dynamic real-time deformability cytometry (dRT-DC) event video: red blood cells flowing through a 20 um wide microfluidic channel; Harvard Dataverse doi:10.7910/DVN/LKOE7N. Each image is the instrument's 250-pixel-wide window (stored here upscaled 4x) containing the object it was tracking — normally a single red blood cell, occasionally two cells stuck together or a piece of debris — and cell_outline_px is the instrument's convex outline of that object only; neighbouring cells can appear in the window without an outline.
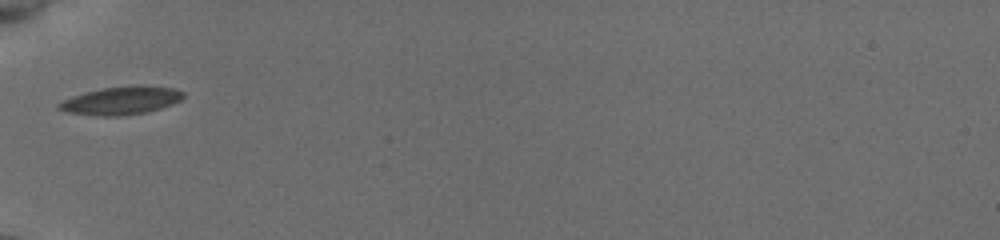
{"species": "common noctule bat (a hibernating species)", "species_latin": "Nyctalus noctula", "temperature_condition": "cold", "stored_images_in_passage": 35, "camera_frame_rate_fps": 3000, "um_per_image_px": 0.085, "animal": {"sex": "female", "body_mass_g": 19.5, "forearm_length_mm": 54.1}, "frame": {"image": 1, "passage_image": 1, "time_ms": 0.0, "image_size_px": [1000, 240], "cell_outline_px": [[184, 96], [180, 100], [172, 104], [148, 112], [120, 116], [96, 116], [68, 112], [56, 108], [56, 104], [64, 100], [100, 88], [140, 84], [176, 88], [184, 92]], "centroid_in_image_um": [10.35, 8.54], "position_along_channel_um": 74.7, "area_um2": 20.46}}
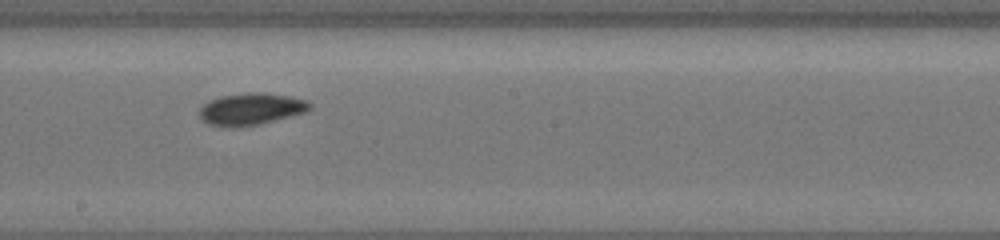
{"frame": {"image": 2, "passage_image": 13, "time_ms": 4.0, "image_size_px": [1000, 240], "cell_outline_px": [[312, 108], [308, 112], [260, 124], [236, 128], [228, 128], [208, 124], [200, 116], [200, 108], [208, 100], [220, 96], [248, 92], [264, 92], [288, 96], [308, 100], [312, 104]], "centroid_in_image_um": [21.37, 9.27], "position_along_channel_um": 226.8, "area_um2": 20.92}}
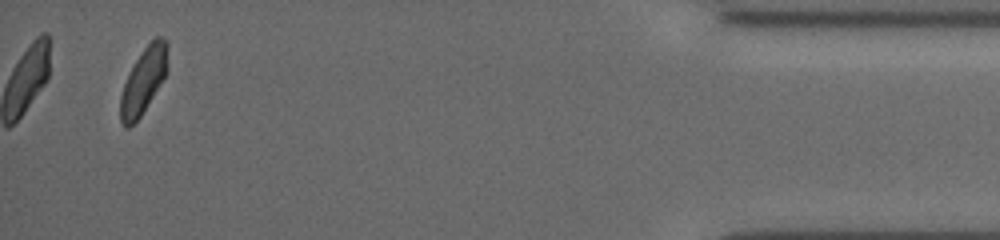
{"frame": {"image": 3, "passage_image": 33, "time_ms": 10.667, "image_size_px": [1000, 240], "cell_outline_px": [[168, 72], [140, 116], [128, 128], [124, 128], [120, 120], [120, 96], [124, 84], [136, 60], [144, 48], [156, 36], [160, 36], [168, 44]], "centroid_in_image_um": [12.22, 6.85], "position_along_channel_um": 423.0, "area_um2": 17.92}, "authors_computed_cell_mechanics": {"area_um2": 18.9006, "velocity_mm_per_s": 3.8501, "shape_relaxation_time_tau1_ms": 2.2475, "shape_relaxation_time_tau2_ms": 5.1797, "deformation_change_tau1": 0.0985, "deformation_change_tau2": 0.0996}}